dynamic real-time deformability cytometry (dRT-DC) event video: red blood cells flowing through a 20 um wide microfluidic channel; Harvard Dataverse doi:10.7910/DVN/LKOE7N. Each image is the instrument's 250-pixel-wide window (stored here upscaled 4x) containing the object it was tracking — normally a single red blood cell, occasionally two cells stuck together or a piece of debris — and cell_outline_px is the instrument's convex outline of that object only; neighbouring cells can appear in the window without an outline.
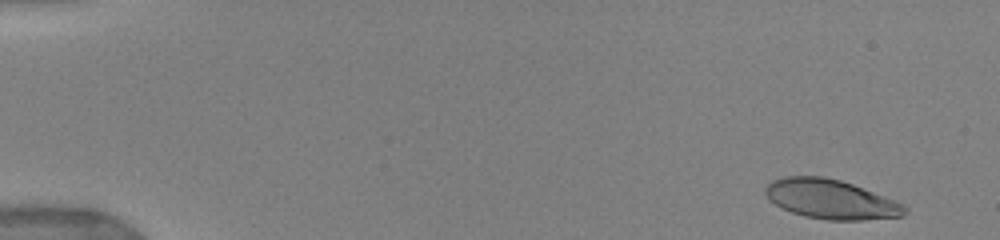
{"species": "human", "species_latin": "Homo sapiens", "temperature_condition": "warm", "stored_images_in_passage": 17, "camera_frame_rate_fps": 3000, "um_per_image_px": 0.085, "donor": {"sex": "female"}, "frame": {"image": 1, "passage_image": 3, "time_ms": 0.667, "image_size_px": [1000, 240], "cell_outline_px": [[908, 212], [904, 216], [864, 220], [828, 220], [804, 216], [792, 212], [768, 200], [764, 192], [764, 188], [772, 180], [784, 176], [824, 176], [840, 180], [852, 184], [896, 200], [904, 204], [908, 208]], "centroid_in_image_um": [70.64, 16.93], "position_along_channel_um": 14.4, "area_um2": 32.19}}
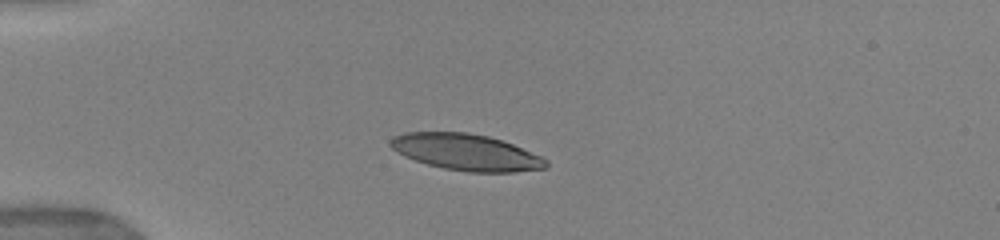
{"frame": {"image": 2, "passage_image": 12, "time_ms": 4.333, "image_size_px": [1000, 240], "cell_outline_px": [[548, 168], [516, 172], [468, 172], [444, 168], [428, 164], [404, 156], [396, 152], [388, 144], [388, 140], [392, 136], [404, 132], [468, 132], [488, 136], [512, 144], [540, 156], [548, 160]], "centroid_in_image_um": [39.59, 12.93], "position_along_channel_um": 45.4, "area_um2": 33.06}}